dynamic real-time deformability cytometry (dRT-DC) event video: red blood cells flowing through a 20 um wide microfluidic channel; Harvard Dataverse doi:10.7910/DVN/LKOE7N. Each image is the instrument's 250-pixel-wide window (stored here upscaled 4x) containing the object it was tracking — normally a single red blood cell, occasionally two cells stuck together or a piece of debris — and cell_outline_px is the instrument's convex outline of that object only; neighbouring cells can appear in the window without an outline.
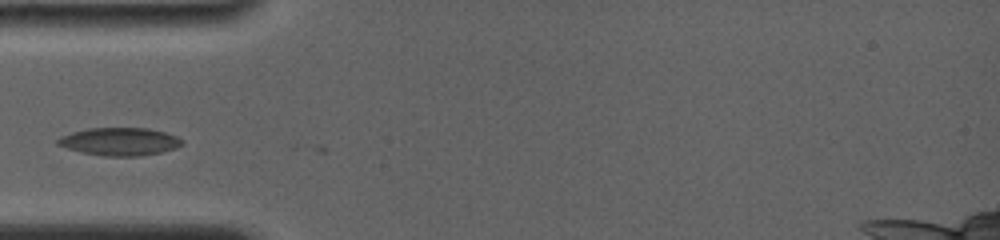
{"species": "common noctule bat (a hibernating species)", "species_latin": "Nyctalus noctula", "temperature_condition": "room temperature", "stored_images_in_passage": 21, "camera_frame_rate_fps": 4000, "um_per_image_px": 0.085, "animal": {"sex": "female", "body_mass_g": 19.0, "forearm_length_mm": 56.7}, "frame": {"image": 1, "passage_image": 1, "time_ms": 0.0, "image_size_px": [1000, 240], "cell_outline_px": [[184, 144], [176, 148], [160, 152], [140, 156], [104, 156], [80, 152], [56, 144], [56, 140], [60, 136], [72, 132], [88, 128], [148, 128], [164, 132], [176, 136], [184, 140]], "centroid_in_image_um": [10.17, 12.03], "position_along_channel_um": 74.8, "area_um2": 20.23}}
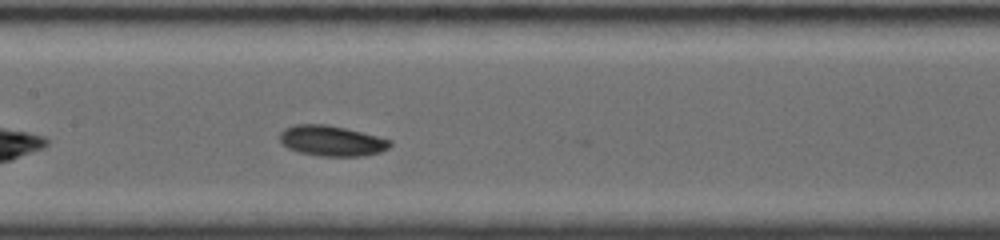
{"frame": {"image": 2, "passage_image": 13, "time_ms": 2.75, "image_size_px": [1000, 240], "cell_outline_px": [[392, 144], [388, 148], [380, 152], [364, 156], [320, 156], [300, 152], [288, 148], [280, 140], [280, 132], [284, 128], [296, 124], [328, 124], [392, 140]], "centroid_in_image_um": [28.19, 11.97], "position_along_channel_um": 179.2, "area_um2": 19.48}}
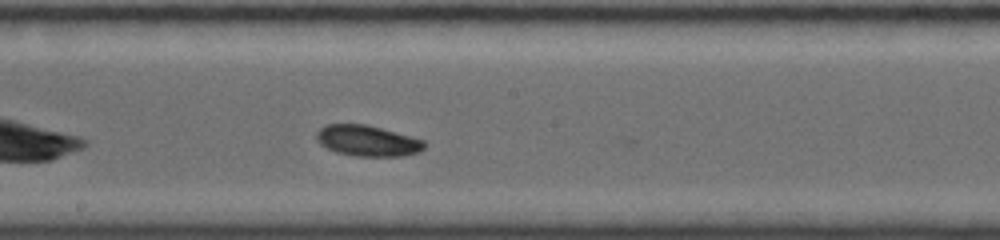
{"frame": {"image": 3, "passage_image": 17, "time_ms": 3.75, "image_size_px": [1000, 240], "cell_outline_px": [[424, 148], [420, 152], [404, 156], [356, 156], [336, 152], [320, 144], [316, 140], [316, 132], [320, 128], [328, 124], [368, 124], [424, 140]], "centroid_in_image_um": [31.23, 11.96], "position_along_channel_um": 217.0, "area_um2": 19.42}}